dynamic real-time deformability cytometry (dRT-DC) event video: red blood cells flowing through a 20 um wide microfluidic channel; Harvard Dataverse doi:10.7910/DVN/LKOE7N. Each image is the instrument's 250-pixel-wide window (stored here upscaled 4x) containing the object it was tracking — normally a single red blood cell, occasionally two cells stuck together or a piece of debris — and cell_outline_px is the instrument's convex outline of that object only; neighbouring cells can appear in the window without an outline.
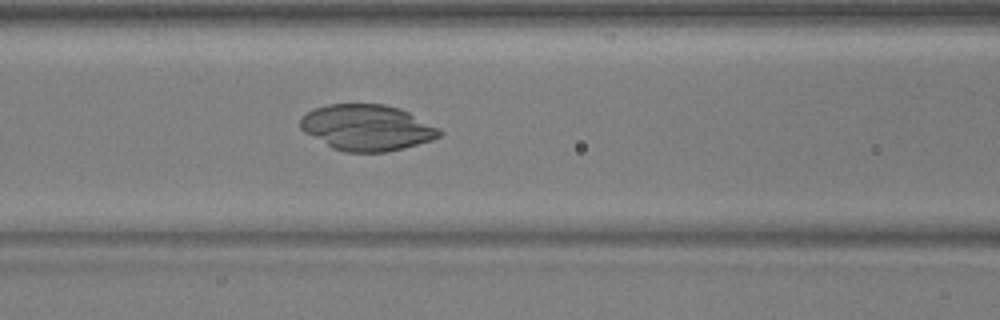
{"species": "common noctule bat (a hibernating species)", "species_latin": "Nyctalus noctula", "temperature_condition": "warm", "stored_images_in_passage": 36, "camera_frame_rate_fps": 3000, "um_per_image_px": 0.085, "animal": {"sex": "male", "body_mass_g": 17.9, "forearm_length_mm": 54.2}, "frame": {"image": 1, "passage_image": 7, "time_ms": 2.0, "image_size_px": [1000, 320], "cell_outline_px": [[444, 132], [440, 136], [432, 140], [404, 148], [384, 152], [344, 152], [332, 148], [304, 132], [300, 128], [300, 116], [316, 108], [328, 104], [384, 104], [400, 108], [440, 128]], "centroid_in_image_um": [31.2, 10.85], "position_along_channel_um": 135.4, "area_um2": 37.34}}
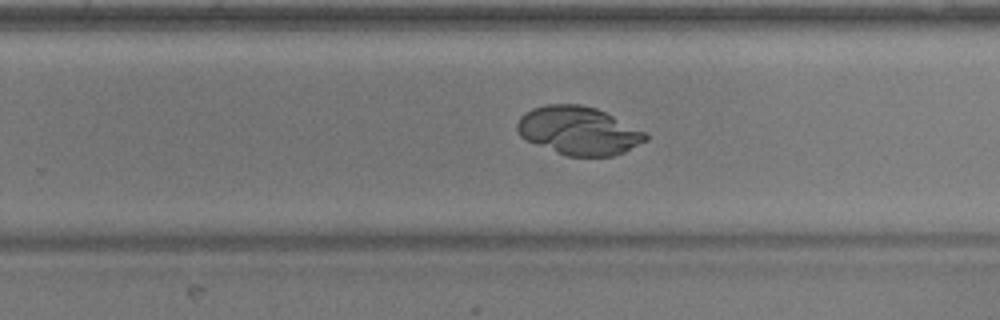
{"frame": {"image": 2, "passage_image": 18, "time_ms": 5.667, "image_size_px": [1000, 320], "cell_outline_px": [[648, 140], [624, 152], [612, 156], [568, 156], [536, 144], [520, 136], [516, 128], [516, 124], [520, 116], [524, 112], [532, 108], [544, 104], [580, 104], [596, 108], [644, 132], [648, 136]], "centroid_in_image_um": [49.14, 11.1], "position_along_channel_um": 280.7, "area_um2": 35.84}}
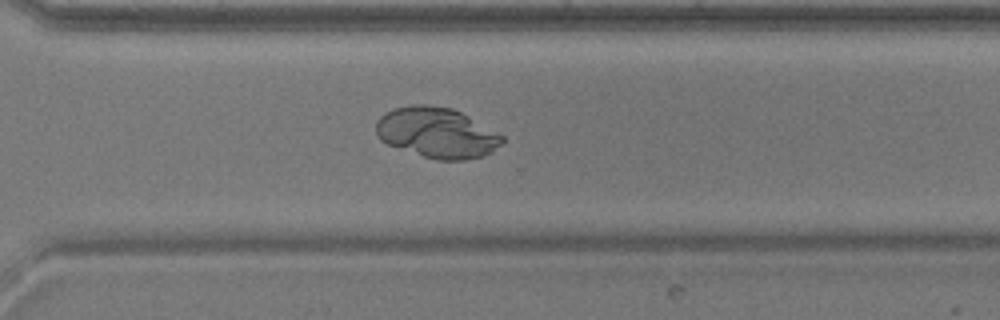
{"frame": {"image": 3, "passage_image": 22, "time_ms": 7.0, "image_size_px": [1000, 320], "cell_outline_px": [[504, 140], [492, 152], [484, 156], [464, 160], [436, 160], [388, 144], [380, 140], [376, 132], [376, 120], [384, 112], [392, 108], [412, 104], [428, 104], [452, 108], [468, 116], [504, 136]], "centroid_in_image_um": [37.11, 11.27], "position_along_channel_um": 333.5, "area_um2": 37.11}}